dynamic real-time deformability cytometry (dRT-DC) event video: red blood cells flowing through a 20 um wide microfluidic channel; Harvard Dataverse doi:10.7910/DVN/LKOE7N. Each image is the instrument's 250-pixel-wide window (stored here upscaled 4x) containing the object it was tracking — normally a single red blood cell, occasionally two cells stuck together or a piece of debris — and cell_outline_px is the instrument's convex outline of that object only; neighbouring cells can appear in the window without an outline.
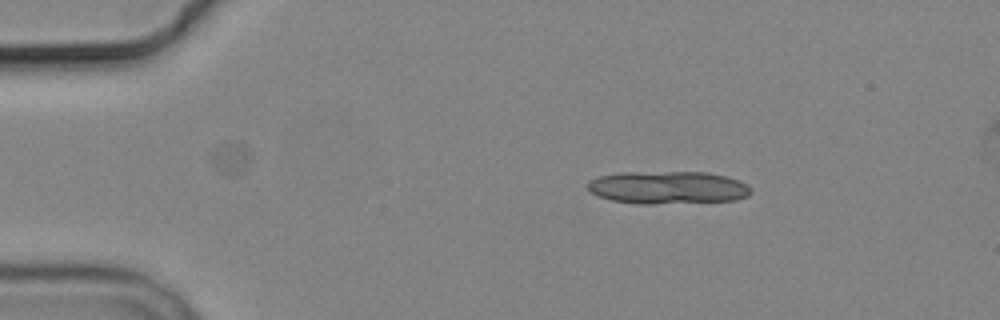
{"species": "common noctule bat (a hibernating species)", "species_latin": "Nyctalus noctula", "temperature_condition": "cold", "stored_images_in_passage": 4, "segment_of_instrument_passage": [1, 2], "camera_frame_rate_fps": 3000, "um_per_image_px": 0.085, "animal": {"sex": "male", "body_mass_g": 19.2, "forearm_length_mm": 51.8}, "frame": {"image": 1, "passage_image": 1, "time_ms": 0.0, "image_size_px": [1000, 320], "cell_outline_px": [[752, 192], [748, 196], [736, 200], [652, 204], [636, 204], [612, 200], [596, 196], [588, 192], [588, 180], [600, 176], [624, 172], [708, 172], [740, 180], [748, 184], [752, 188]], "centroid_in_image_um": [56.77, 15.94], "position_along_channel_um": 28.2, "area_um2": 31.5}}